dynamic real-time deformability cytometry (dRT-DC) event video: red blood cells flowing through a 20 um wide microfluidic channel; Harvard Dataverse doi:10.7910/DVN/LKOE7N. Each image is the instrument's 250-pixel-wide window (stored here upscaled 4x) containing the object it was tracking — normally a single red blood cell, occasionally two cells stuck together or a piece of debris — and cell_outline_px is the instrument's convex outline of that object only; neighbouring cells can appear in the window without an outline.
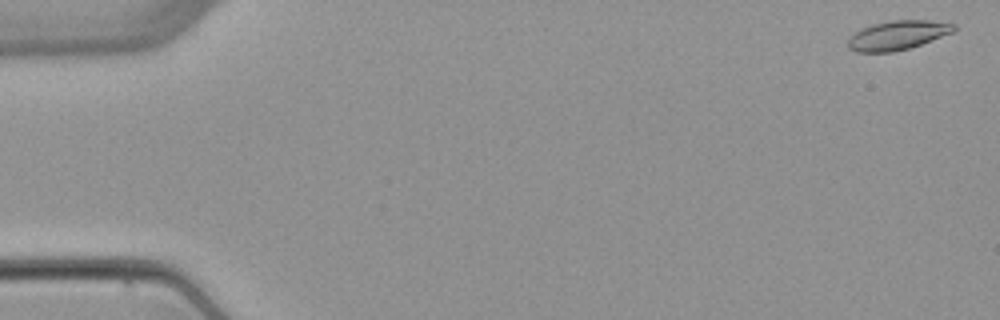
{"species": "common noctule bat (a hibernating species)", "species_latin": "Nyctalus noctula", "temperature_condition": "warm", "stored_images_in_passage": 4, "camera_frame_rate_fps": 3000, "um_per_image_px": 0.085, "animal": {"sex": "female", "body_mass_g": 22.7, "forearm_length_mm": 54.2}, "frame": {"image": 1, "passage_image": 1, "time_ms": 0.0, "image_size_px": [1000, 320], "cell_outline_px": [[956, 28], [952, 32], [920, 44], [908, 48], [892, 52], [856, 52], [848, 48], [848, 40], [856, 32], [872, 24], [892, 20], [928, 20], [956, 24]], "centroid_in_image_um": [76.29, 2.99], "position_along_channel_um": 8.7, "area_um2": 17.69}}
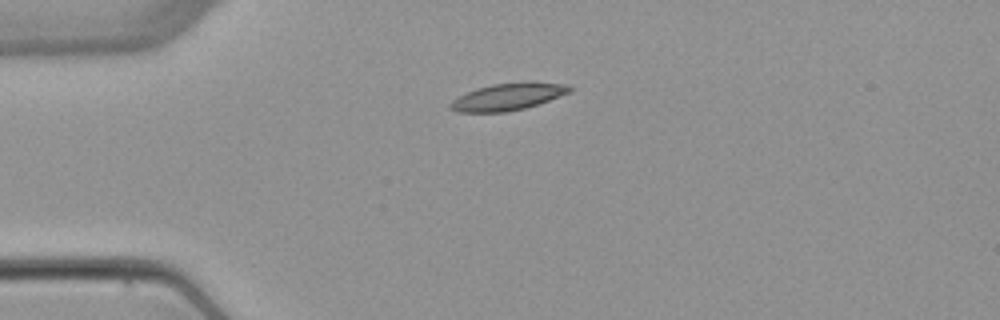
{"frame": {"image": 2, "passage_image": 4, "time_ms": 4.0, "image_size_px": [1000, 320], "cell_outline_px": [[572, 92], [540, 104], [508, 112], [456, 112], [448, 108], [448, 104], [452, 100], [476, 88], [492, 84], [528, 80], [532, 80], [568, 84], [572, 88]], "centroid_in_image_um": [43.24, 8.2], "position_along_channel_um": 41.8, "area_um2": 19.42}}